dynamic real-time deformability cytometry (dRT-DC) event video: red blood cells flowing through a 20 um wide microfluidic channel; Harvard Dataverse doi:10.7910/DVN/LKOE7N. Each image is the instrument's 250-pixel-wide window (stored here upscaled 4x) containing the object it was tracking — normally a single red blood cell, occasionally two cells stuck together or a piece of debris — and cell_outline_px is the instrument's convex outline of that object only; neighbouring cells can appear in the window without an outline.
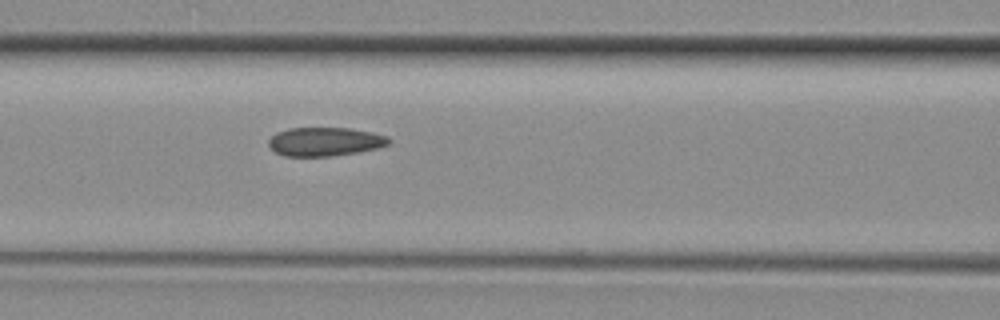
{"species": "common noctule bat (a hibernating species)", "species_latin": "Nyctalus noctula", "temperature_condition": "room temperature", "stored_images_in_passage": 5, "camera_frame_rate_fps": 3000, "um_per_image_px": 0.085, "animal": {"sex": "female", "body_mass_g": 29.2, "forearm_length_mm": 56.3}, "frame": {"image": 1, "passage_image": 5, "time_ms": 1.333, "image_size_px": [1000, 320], "cell_outline_px": [[392, 140], [388, 144], [376, 148], [356, 152], [332, 156], [284, 156], [276, 152], [268, 144], [268, 140], [276, 132], [288, 128], [352, 128], [372, 132], [388, 136]], "centroid_in_image_um": [27.62, 12.03], "position_along_channel_um": 139.0, "area_um2": 20.11}}